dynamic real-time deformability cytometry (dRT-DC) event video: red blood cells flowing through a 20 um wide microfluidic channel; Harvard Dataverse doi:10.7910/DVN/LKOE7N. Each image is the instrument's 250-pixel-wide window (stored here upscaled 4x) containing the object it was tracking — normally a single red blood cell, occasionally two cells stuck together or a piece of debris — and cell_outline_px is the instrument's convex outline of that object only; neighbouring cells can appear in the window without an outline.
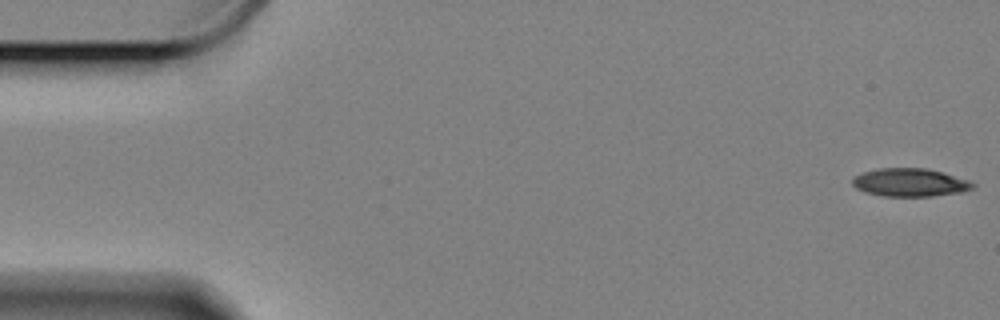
{"species": "Egyptian fruit bat (a non-hibernating species)", "species_latin": "Rousettus aegyptiacus", "temperature_condition": "cold", "stored_images_in_passage": 59, "camera_frame_rate_fps": 3000, "um_per_image_px": 0.085, "animal": {"sex": "female"}, "frame": {"image": 1, "passage_image": 1, "time_ms": 0.0, "image_size_px": [1000, 320], "cell_outline_px": [[976, 188], [960, 192], [932, 196], [884, 196], [864, 192], [856, 188], [852, 184], [852, 176], [864, 172], [880, 168], [924, 168], [940, 172], [968, 180], [976, 184]], "centroid_in_image_um": [77.32, 15.51], "position_along_channel_um": 7.7, "area_um2": 19.65}}
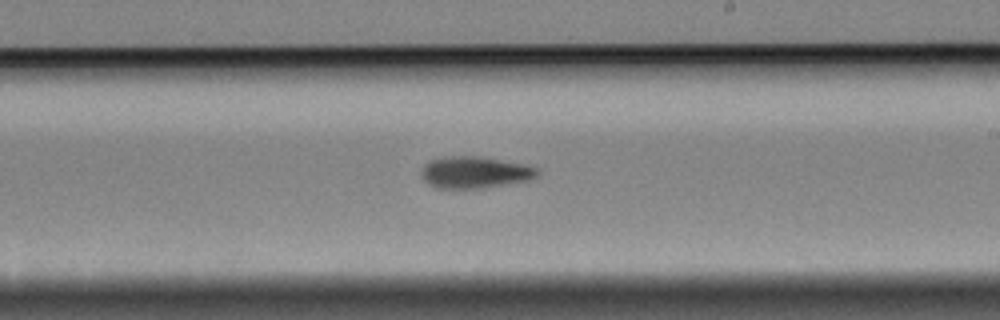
{"frame": {"image": 2, "passage_image": 34, "time_ms": 11.0, "image_size_px": [1000, 320], "cell_outline_px": [[540, 172], [536, 176], [528, 180], [484, 188], [436, 188], [428, 184], [424, 180], [420, 172], [424, 164], [428, 160], [448, 156], [480, 156], [520, 164], [536, 168]], "centroid_in_image_um": [40.29, 14.65], "position_along_channel_um": 248.7, "area_um2": 21.33}}
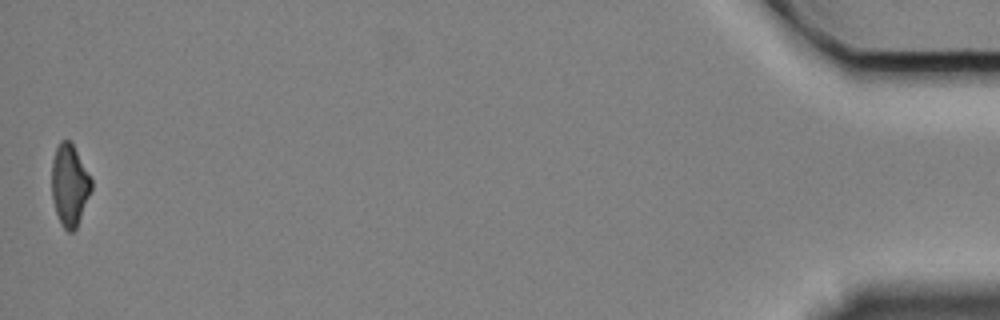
{"frame": {"image": 3, "passage_image": 59, "time_ms": 19.333, "image_size_px": [1000, 320], "cell_outline_px": [[92, 188], [76, 228], [72, 232], [68, 232], [60, 224], [52, 200], [52, 160], [56, 148], [60, 140], [68, 140], [72, 144], [92, 180]], "centroid_in_image_um": [5.89, 15.75], "position_along_channel_um": 429.3, "area_um2": 18.61}, "authors_computed_cell_mechanics": {"area_um2": 20.6924, "velocity_mm_per_s": 3.3161, "shape_relaxation_time_tau1_ms": 7.7035, "shape_relaxation_time_tau2_ms": null, "deformation_change_tau1": 0.172, "deformation_change_tau2": null}}